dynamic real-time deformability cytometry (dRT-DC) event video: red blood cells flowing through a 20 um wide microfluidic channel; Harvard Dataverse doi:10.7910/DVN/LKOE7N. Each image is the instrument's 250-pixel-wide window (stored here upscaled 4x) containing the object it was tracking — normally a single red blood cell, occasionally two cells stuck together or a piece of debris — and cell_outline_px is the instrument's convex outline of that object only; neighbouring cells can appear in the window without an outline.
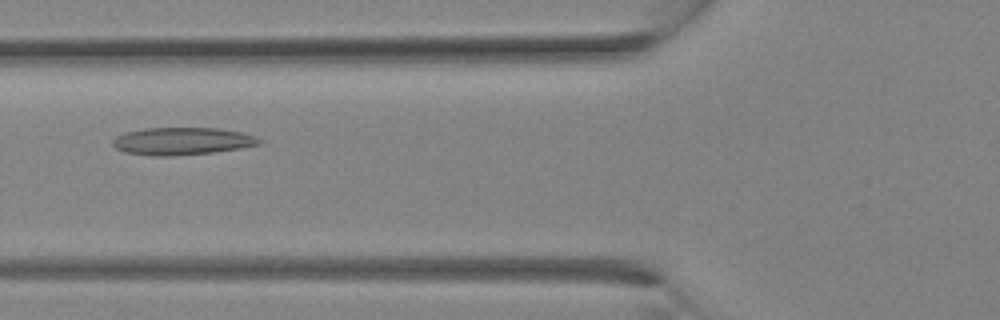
{"species": "Egyptian fruit bat (a non-hibernating species)", "species_latin": "Rousettus aegyptiacus", "temperature_condition": "room temperature", "stored_images_in_passage": 10, "camera_frame_rate_fps": 3000, "um_per_image_px": 0.085, "animal": {"sex": "female"}, "frame": {"image": 1, "passage_image": 5, "time_ms": 1.333, "image_size_px": [1000, 320], "cell_outline_px": [[264, 140], [260, 144], [240, 148], [212, 152], [172, 156], [152, 156], [124, 152], [116, 148], [112, 144], [112, 140], [116, 136], [124, 132], [144, 128], [216, 128], [240, 132], [256, 136]], "centroid_in_image_um": [15.46, 12.0], "position_along_channel_um": 110.3, "area_um2": 23.52}}
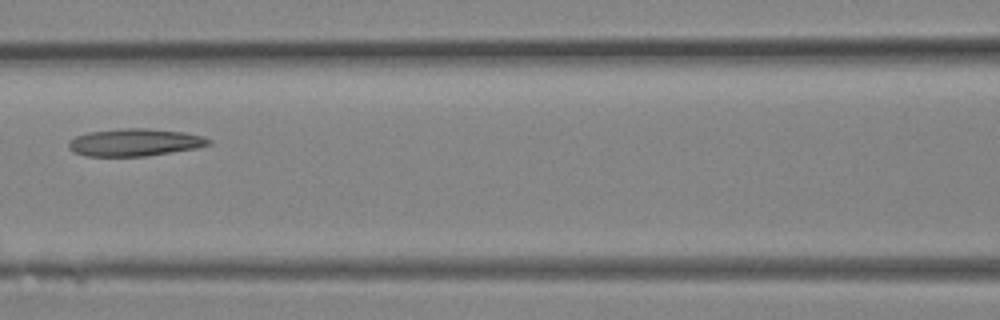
{"frame": {"image": 2, "passage_image": 7, "time_ms": 2.0, "image_size_px": [1000, 320], "cell_outline_px": [[212, 144], [196, 148], [148, 156], [88, 156], [72, 152], [68, 148], [68, 140], [76, 136], [88, 132], [120, 128], [148, 128], [184, 132], [204, 136], [212, 140]], "centroid_in_image_um": [11.46, 12.1], "position_along_channel_um": 155.1, "area_um2": 22.66}}
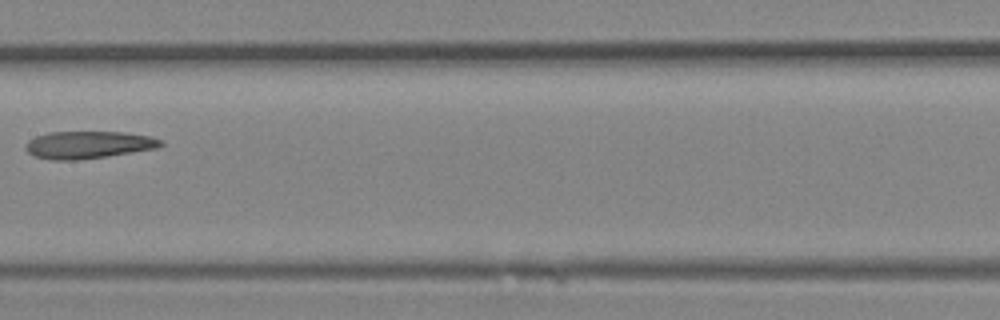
{"frame": {"image": 3, "passage_image": 9, "time_ms": 2.667, "image_size_px": [1000, 320], "cell_outline_px": [[164, 144], [156, 148], [108, 156], [76, 160], [52, 160], [32, 156], [24, 148], [24, 144], [28, 140], [36, 136], [48, 132], [124, 132], [152, 136], [164, 140]], "centroid_in_image_um": [7.49, 12.3], "position_along_channel_um": 199.9, "area_um2": 21.79}}